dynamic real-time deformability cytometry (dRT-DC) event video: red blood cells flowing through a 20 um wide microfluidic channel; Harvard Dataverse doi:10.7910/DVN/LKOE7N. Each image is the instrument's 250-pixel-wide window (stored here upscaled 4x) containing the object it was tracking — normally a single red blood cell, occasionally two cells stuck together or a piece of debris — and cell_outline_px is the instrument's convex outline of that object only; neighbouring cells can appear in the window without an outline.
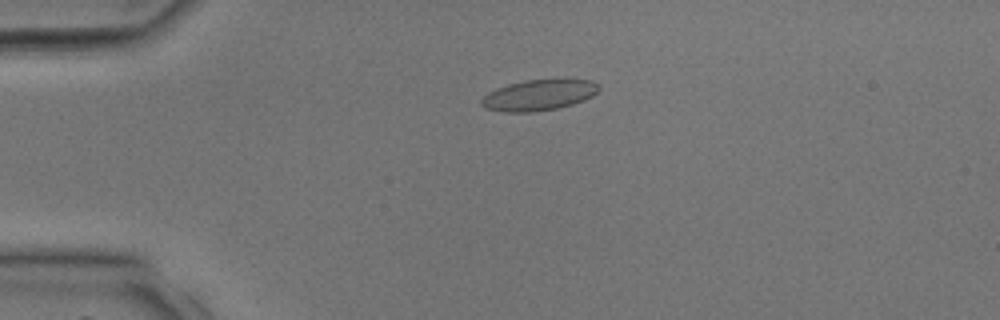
{"species": "common noctule bat (a hibernating species)", "species_latin": "Nyctalus noctula", "temperature_condition": "room temperature", "stored_images_in_passage": 6, "camera_frame_rate_fps": 3000, "um_per_image_px": 0.085, "animal": {"sex": "male", "body_mass_g": 17.9, "forearm_length_mm": 54.2}, "frame": {"image": 1, "passage_image": 3, "time_ms": 0.667, "image_size_px": [1000, 320], "cell_outline_px": [[600, 88], [592, 96], [584, 100], [572, 104], [556, 108], [532, 112], [504, 112], [484, 108], [480, 104], [480, 100], [488, 92], [496, 88], [508, 84], [524, 80], [592, 80], [600, 84]], "centroid_in_image_um": [45.77, 8.08], "position_along_channel_um": 39.2, "area_um2": 21.04}}